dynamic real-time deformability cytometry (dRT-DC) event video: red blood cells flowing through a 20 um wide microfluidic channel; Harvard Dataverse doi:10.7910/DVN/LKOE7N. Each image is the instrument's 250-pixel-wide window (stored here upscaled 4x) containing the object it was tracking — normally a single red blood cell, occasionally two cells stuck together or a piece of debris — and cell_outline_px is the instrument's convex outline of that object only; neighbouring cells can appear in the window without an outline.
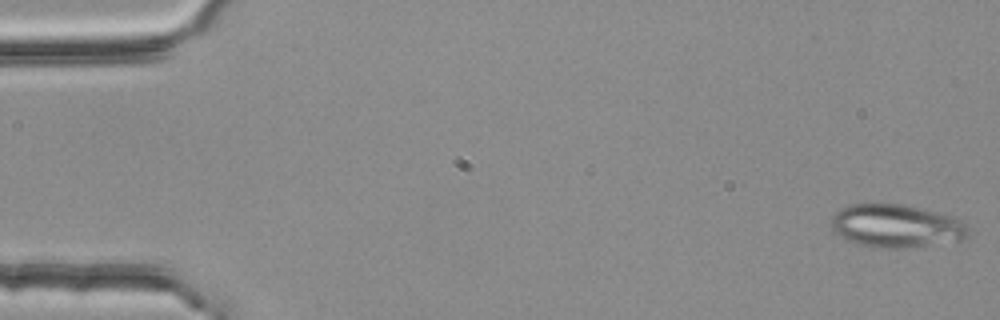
{"species": "common noctule bat (a hibernating species)", "species_latin": "Nyctalus noctula", "temperature_condition": "room temperature", "stored_images_in_passage": 53, "camera_frame_rate_fps": 3000, "um_per_image_px": 0.085, "animal": {"sex": "female", "body_mass_g": 25.1}, "frame": {"image": 1, "passage_image": 1, "time_ms": 0.0, "image_size_px": [1000, 320], "cell_outline_px": [[968, 236], [964, 240], [904, 248], [872, 248], [856, 244], [840, 236], [832, 228], [832, 216], [840, 208], [848, 204], [904, 204], [956, 216], [968, 228]], "centroid_in_image_um": [76.19, 19.21], "position_along_channel_um": 8.8, "area_um2": 34.74}}
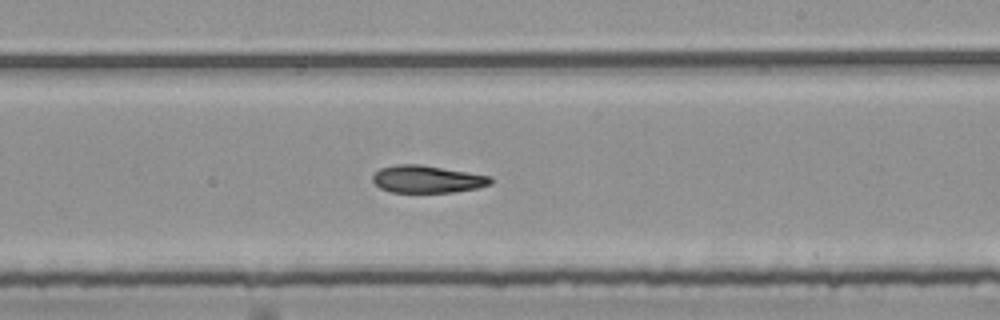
{"frame": {"image": 2, "passage_image": 32, "time_ms": 10.333, "image_size_px": [1000, 320], "cell_outline_px": [[492, 184], [480, 188], [452, 192], [392, 192], [380, 188], [372, 180], [372, 176], [380, 168], [396, 164], [420, 164], [492, 176]], "centroid_in_image_um": [36.34, 15.23], "position_along_channel_um": 252.7, "area_um2": 18.9}}
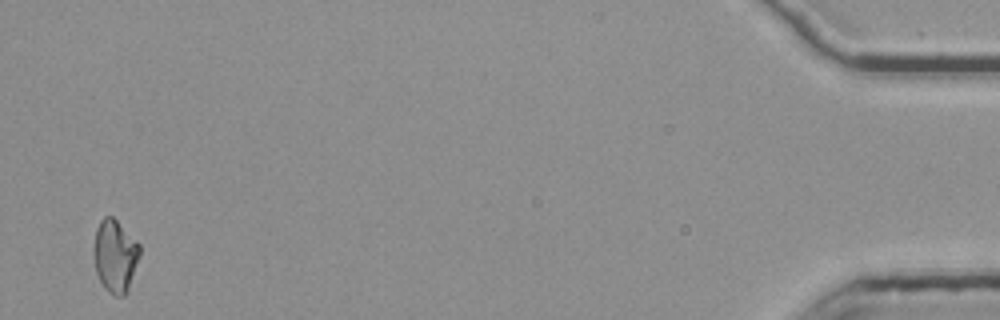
{"frame": {"image": 3, "passage_image": 53, "time_ms": 17.333, "image_size_px": [1000, 320], "cell_outline_px": [[140, 256], [128, 288], [124, 296], [116, 296], [108, 292], [100, 284], [96, 272], [92, 252], [92, 248], [96, 228], [100, 220], [104, 216], [112, 216], [140, 244]], "centroid_in_image_um": [9.75, 21.75], "position_along_channel_um": 425.5, "area_um2": 19.71}, "authors_computed_cell_mechanics": {"area_um2": 19.7098, "velocity_mm_per_s": 3.7723, "shape_relaxation_time_tau1_ms": null, "shape_relaxation_time_tau2_ms": 6.8599, "deformation_change_tau1": null, "deformation_change_tau2": 0.147}}